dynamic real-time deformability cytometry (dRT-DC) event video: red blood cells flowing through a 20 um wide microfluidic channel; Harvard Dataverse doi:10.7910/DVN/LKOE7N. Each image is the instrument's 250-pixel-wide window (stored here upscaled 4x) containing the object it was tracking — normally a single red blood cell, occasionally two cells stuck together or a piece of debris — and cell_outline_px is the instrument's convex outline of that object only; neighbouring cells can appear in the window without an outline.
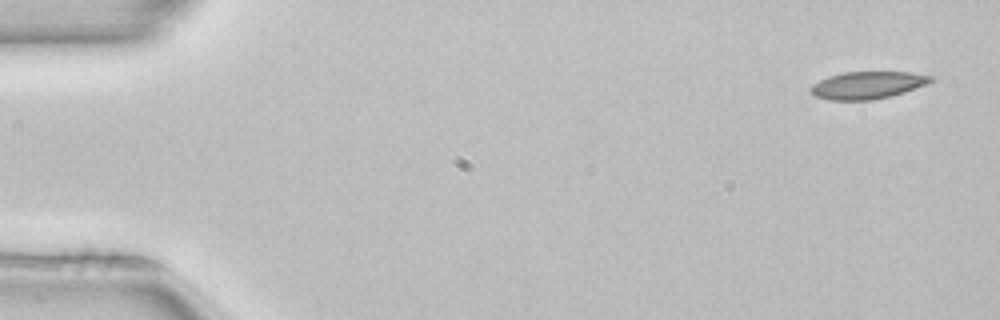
{"species": "common noctule bat (a hibernating species)", "species_latin": "Nyctalus noctula", "temperature_condition": "room temperature", "stored_images_in_passage": 51, "camera_frame_rate_fps": 3000, "um_per_image_px": 0.085, "animal": {"sex": "female", "body_mass_g": 22.7, "forearm_length_mm": 54.2}, "frame": {"image": 1, "passage_image": 2, "time_ms": 0.333, "image_size_px": [1000, 320], "cell_outline_px": [[932, 80], [924, 84], [904, 92], [872, 100], [828, 100], [816, 96], [808, 88], [812, 84], [828, 76], [844, 72], [908, 72], [932, 76]], "centroid_in_image_um": [73.67, 7.23], "position_along_channel_um": 11.3, "area_um2": 18.84}}
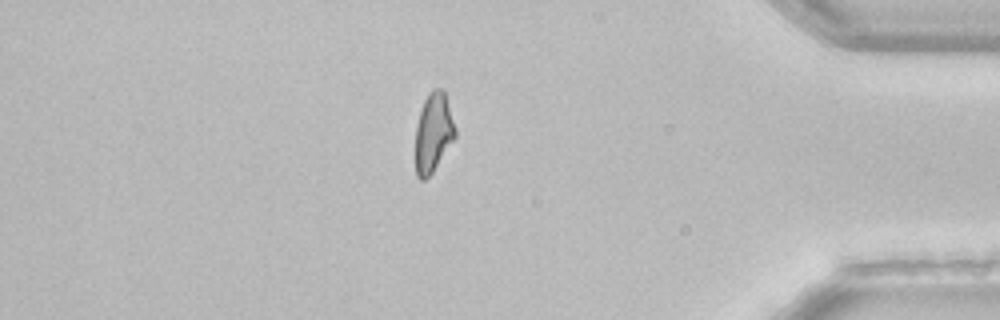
{"frame": {"image": 2, "passage_image": 44, "time_ms": 14.333, "image_size_px": [1000, 320], "cell_outline_px": [[456, 136], [432, 172], [424, 180], [420, 180], [416, 176], [416, 124], [424, 100], [428, 92], [432, 88], [444, 88], [456, 128]], "centroid_in_image_um": [36.84, 11.22], "position_along_channel_um": 398.4, "area_um2": 18.38}}
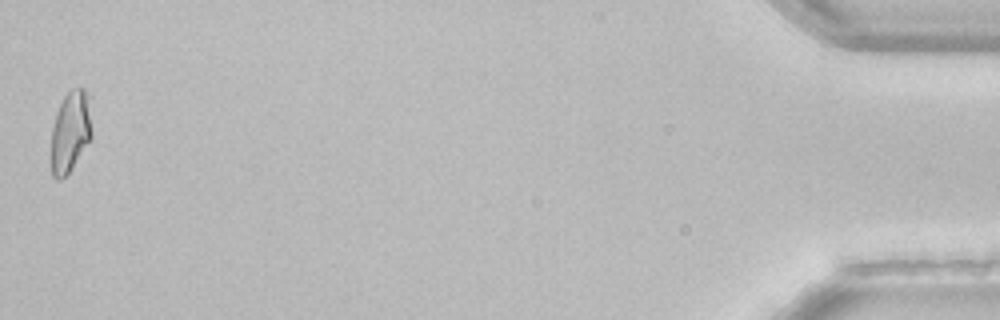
{"frame": {"image": 3, "passage_image": 51, "time_ms": 16.667, "image_size_px": [1000, 320], "cell_outline_px": [[92, 136], [68, 172], [60, 180], [56, 180], [52, 176], [52, 128], [56, 112], [64, 96], [72, 88], [84, 88], [92, 132]], "centroid_in_image_um": [5.94, 11.2], "position_along_channel_um": 429.3, "area_um2": 18.44}, "authors_computed_cell_mechanics": {"area_um2": 19.4208, "velocity_mm_per_s": 3.9707, "shape_relaxation_time_tau1_ms": 4.98, "shape_relaxation_time_tau2_ms": 7.2096, "deformation_change_tau1": 0.1416, "deformation_change_tau2": 0.1544}}